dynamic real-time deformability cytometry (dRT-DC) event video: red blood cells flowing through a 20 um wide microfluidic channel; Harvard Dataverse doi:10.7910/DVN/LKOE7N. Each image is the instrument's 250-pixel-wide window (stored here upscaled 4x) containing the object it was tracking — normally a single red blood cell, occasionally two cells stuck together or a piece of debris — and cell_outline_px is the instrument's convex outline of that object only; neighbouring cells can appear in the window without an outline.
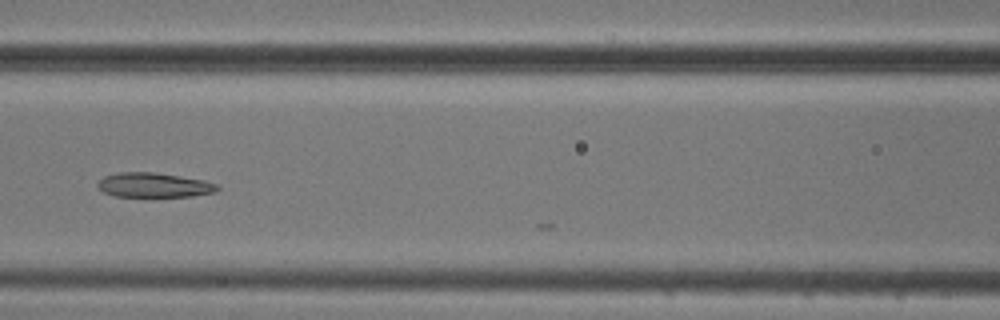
{"species": "common noctule bat (a hibernating species)", "species_latin": "Nyctalus noctula", "temperature_condition": "cold", "stored_images_in_passage": 7, "camera_frame_rate_fps": 3000, "um_per_image_px": 0.085, "animal": {"sex": "male", "body_mass_g": 20.5, "forearm_length_mm": 52.5}, "frame": {"image": 1, "passage_image": 7, "time_ms": 7.333, "image_size_px": [1000, 320], "cell_outline_px": [[220, 188], [216, 192], [192, 196], [144, 200], [112, 196], [104, 192], [96, 184], [104, 176], [116, 172], [156, 172], [204, 180], [216, 184]], "centroid_in_image_um": [13.06, 15.79], "position_along_channel_um": 153.5, "area_um2": 18.26}}